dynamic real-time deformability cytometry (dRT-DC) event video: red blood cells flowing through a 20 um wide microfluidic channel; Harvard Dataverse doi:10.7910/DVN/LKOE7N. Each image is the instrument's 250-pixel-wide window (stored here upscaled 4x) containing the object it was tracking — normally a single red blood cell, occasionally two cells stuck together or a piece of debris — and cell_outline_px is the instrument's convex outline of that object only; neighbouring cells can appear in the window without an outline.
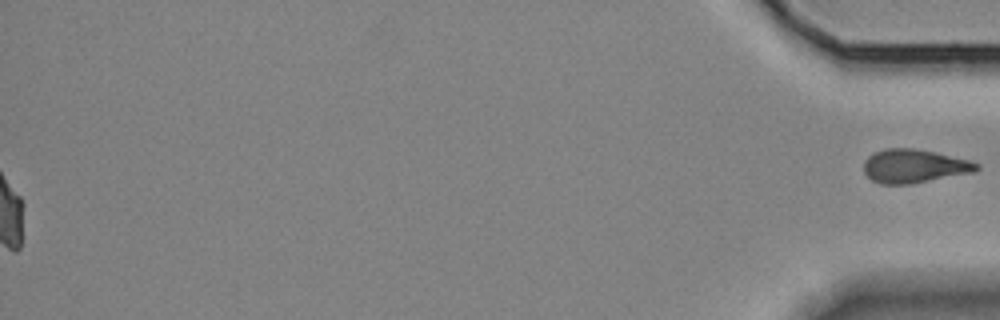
{"species": "Egyptian fruit bat (a non-hibernating species)", "species_latin": "Rousettus aegyptiacus", "temperature_condition": "room temperature", "stored_images_in_passage": 35, "segment_of_instrument_passage": [2, 2], "camera_frame_rate_fps": 3000, "um_per_image_px": 0.085, "animal": {"sex": "female"}, "frame": {"image": 1, "passage_image": 35, "time_ms": 11.333, "image_size_px": [1000, 320], "cell_outline_px": [[980, 168], [976, 172], [908, 184], [880, 184], [872, 180], [864, 172], [864, 160], [872, 152], [884, 148], [912, 148], [932, 152], [968, 160], [980, 164]], "centroid_in_image_um": [77.68, 14.12], "position_along_channel_um": 357.5, "area_um2": 22.02}}